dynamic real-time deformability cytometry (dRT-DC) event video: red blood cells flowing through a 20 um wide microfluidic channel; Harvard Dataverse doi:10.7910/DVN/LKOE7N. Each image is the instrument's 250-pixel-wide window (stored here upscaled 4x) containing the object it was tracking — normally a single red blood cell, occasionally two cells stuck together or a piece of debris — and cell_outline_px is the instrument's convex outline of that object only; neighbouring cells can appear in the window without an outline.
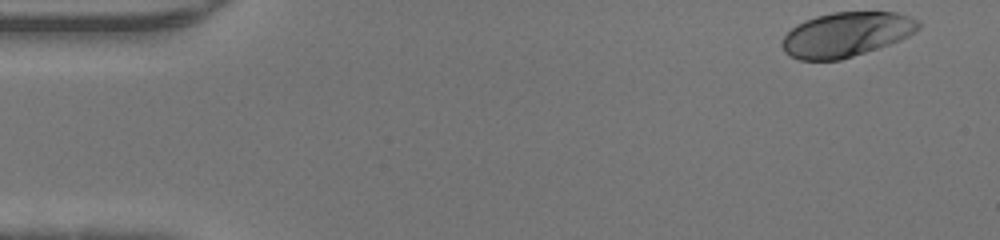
{"species": "human", "species_latin": "Homo sapiens", "temperature_condition": "warm", "stored_images_in_passage": 44, "camera_frame_rate_fps": 3000, "um_per_image_px": 0.085, "donor": {"sex": "male"}, "frame": {"image": 1, "passage_image": 1, "time_ms": 0.0, "image_size_px": [1000, 240], "cell_outline_px": [[920, 28], [916, 32], [900, 40], [840, 60], [800, 60], [784, 52], [780, 44], [784, 36], [796, 24], [804, 20], [816, 16], [832, 12], [896, 12], [920, 20]], "centroid_in_image_um": [71.92, 2.92], "position_along_channel_um": 13.1, "area_um2": 35.37}}
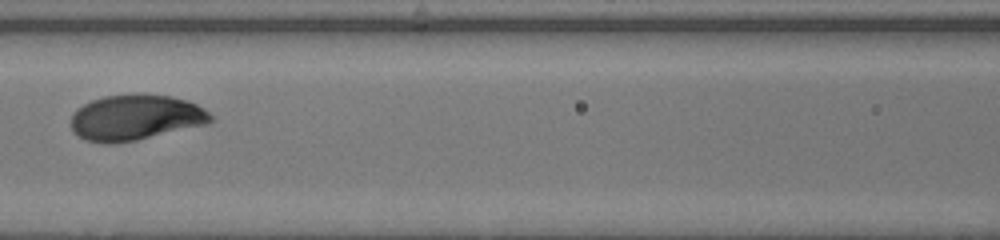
{"frame": {"image": 2, "passage_image": 19, "time_ms": 6.0, "image_size_px": [1000, 240], "cell_outline_px": [[212, 120], [208, 124], [136, 140], [112, 144], [104, 144], [84, 140], [76, 136], [72, 132], [72, 116], [76, 108], [92, 100], [104, 96], [136, 92], [172, 96], [188, 100], [204, 108], [212, 116]], "centroid_in_image_um": [11.5, 9.98], "position_along_channel_um": 155.1, "area_um2": 37.74}}
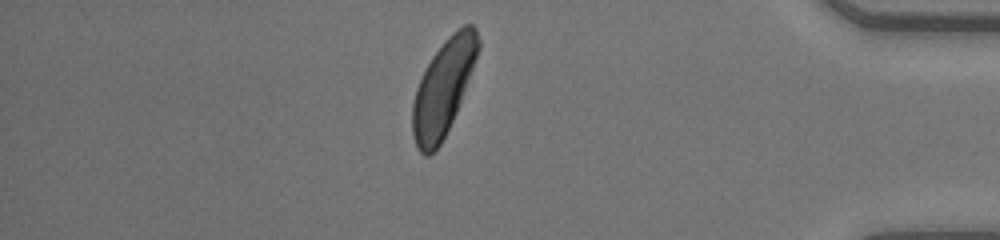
{"frame": {"image": 3, "passage_image": 38, "time_ms": 12.333, "image_size_px": [1000, 240], "cell_outline_px": [[480, 48], [456, 112], [440, 144], [428, 156], [424, 156], [416, 148], [412, 136], [412, 104], [416, 88], [432, 56], [444, 40], [452, 32], [464, 24], [472, 24], [476, 28], [480, 40]], "centroid_in_image_um": [37.67, 7.45], "position_along_channel_um": 397.5, "area_um2": 36.18}}